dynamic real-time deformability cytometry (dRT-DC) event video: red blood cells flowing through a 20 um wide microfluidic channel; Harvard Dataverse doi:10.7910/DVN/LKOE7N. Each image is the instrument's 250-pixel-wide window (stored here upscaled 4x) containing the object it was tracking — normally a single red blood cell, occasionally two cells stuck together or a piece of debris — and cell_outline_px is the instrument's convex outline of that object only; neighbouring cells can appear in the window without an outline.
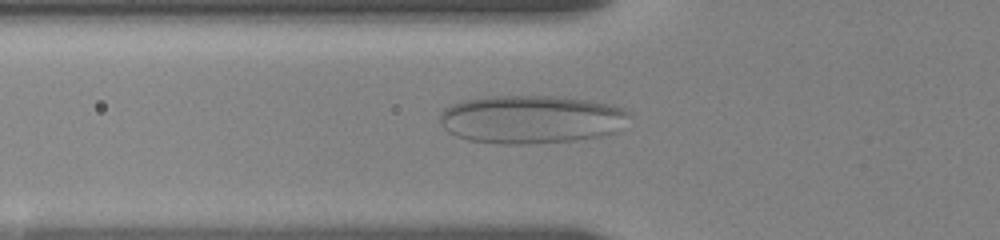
{"species": "human", "species_latin": "Homo sapiens", "temperature_condition": "room temperature", "stored_images_in_passage": 55, "camera_frame_rate_fps": 3000, "um_per_image_px": 0.085, "donor": {"sex": "female"}, "frame": {"image": 1, "passage_image": 19, "time_ms": 6.0, "image_size_px": [1000, 240], "cell_outline_px": [[628, 116], [616, 132], [600, 136], [572, 140], [524, 144], [496, 144], [468, 140], [456, 136], [448, 132], [444, 128], [440, 120], [440, 112], [444, 108], [452, 104], [464, 100], [488, 96], [556, 96], [588, 100], [612, 104], [628, 112]], "centroid_in_image_um": [45.09, 10.14], "position_along_channel_um": 80.7, "area_um2": 53.18}}
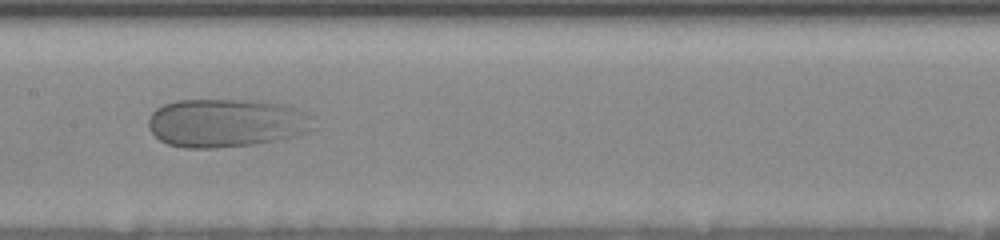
{"frame": {"image": 2, "passage_image": 28, "time_ms": 9.0, "image_size_px": [1000, 240], "cell_outline_px": [[316, 128], [292, 136], [276, 140], [256, 144], [216, 148], [184, 148], [168, 144], [160, 140], [148, 128], [148, 120], [152, 112], [156, 108], [164, 104], [176, 100], [264, 100], [284, 104], [296, 108], [312, 116]], "centroid_in_image_um": [19.24, 10.44], "position_along_channel_um": 188.2, "area_um2": 46.99}}
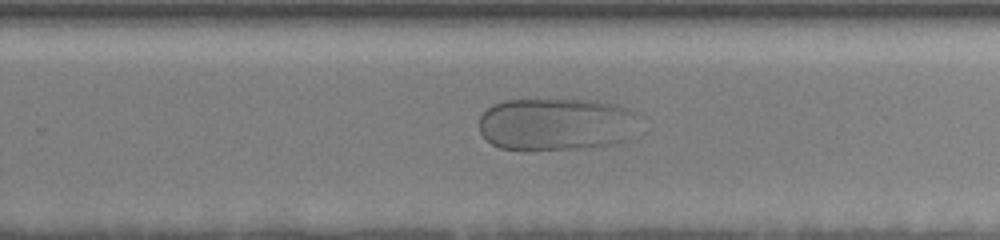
{"frame": {"image": 3, "passage_image": 36, "time_ms": 11.667, "image_size_px": [1000, 240], "cell_outline_px": [[644, 116], [628, 140], [616, 144], [588, 148], [528, 152], [524, 152], [500, 148], [492, 144], [480, 132], [480, 116], [492, 104], [504, 100], [596, 100], [612, 104], [640, 112]], "centroid_in_image_um": [47.34, 10.59], "position_along_channel_um": 282.5, "area_um2": 50.69}}